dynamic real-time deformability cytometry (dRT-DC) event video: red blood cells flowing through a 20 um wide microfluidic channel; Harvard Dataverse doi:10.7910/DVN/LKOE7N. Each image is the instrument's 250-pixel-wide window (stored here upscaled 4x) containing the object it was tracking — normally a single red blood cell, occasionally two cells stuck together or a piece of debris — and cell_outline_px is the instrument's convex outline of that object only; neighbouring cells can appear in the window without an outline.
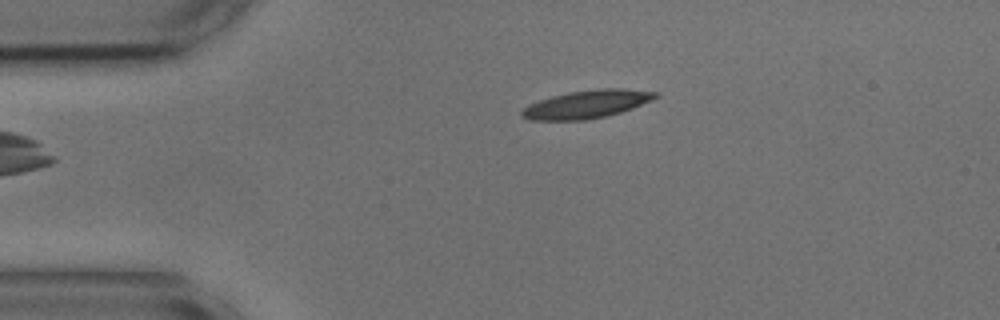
{"species": "common noctule bat (a hibernating species)", "species_latin": "Nyctalus noctula", "temperature_condition": "cold", "stored_images_in_passage": 36, "camera_frame_rate_fps": 3000, "um_per_image_px": 0.085, "animal": {"sex": "male", "body_mass_g": 17.9, "forearm_length_mm": 54.2}, "frame": {"image": 1, "passage_image": 1, "time_ms": 0.0, "image_size_px": [1000, 320], "cell_outline_px": [[660, 96], [652, 100], [632, 108], [620, 112], [604, 116], [584, 120], [532, 120], [520, 116], [520, 112], [528, 104], [552, 96], [572, 92], [600, 88], [624, 88], [660, 92]], "centroid_in_image_um": [49.91, 8.85], "position_along_channel_um": 35.1, "area_um2": 21.73}, "authors_computed_cell_mechanics": {"area_um2": 20.8369, "velocity_mm_per_s": 3.6523, "shape_relaxation_time_tau1_ms": 8.7226, "shape_relaxation_time_tau2_ms": 3.6207, "deformation_change_tau1": 0.2116, "deformation_change_tau2": 0.1198}}